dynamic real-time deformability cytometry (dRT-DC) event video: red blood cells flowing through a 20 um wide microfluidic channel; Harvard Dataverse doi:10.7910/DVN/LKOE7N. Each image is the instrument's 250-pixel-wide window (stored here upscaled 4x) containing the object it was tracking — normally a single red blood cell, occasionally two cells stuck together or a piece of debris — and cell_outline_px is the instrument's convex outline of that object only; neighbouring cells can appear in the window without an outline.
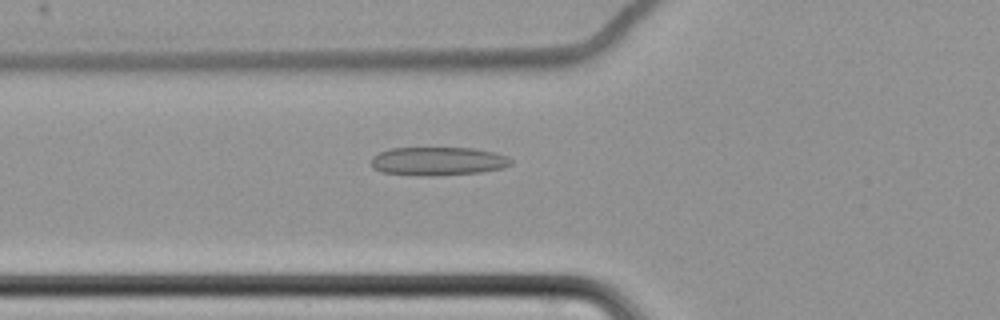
{"species": "common noctule bat (a hibernating species)", "species_latin": "Nyctalus noctula", "temperature_condition": "cold", "stored_images_in_passage": 61, "camera_frame_rate_fps": 3000, "um_per_image_px": 0.085, "animal": {"sex": "female", "body_mass_g": 22.7, "forearm_length_mm": 54.2}, "frame": {"image": 1, "passage_image": 24, "time_ms": 7.667, "image_size_px": [1000, 320], "cell_outline_px": [[512, 164], [504, 168], [480, 172], [436, 176], [416, 176], [380, 172], [372, 168], [372, 156], [388, 148], [472, 148], [492, 152], [508, 156], [512, 160]], "centroid_in_image_um": [37.21, 13.71], "position_along_channel_um": 88.6, "area_um2": 23.47}}
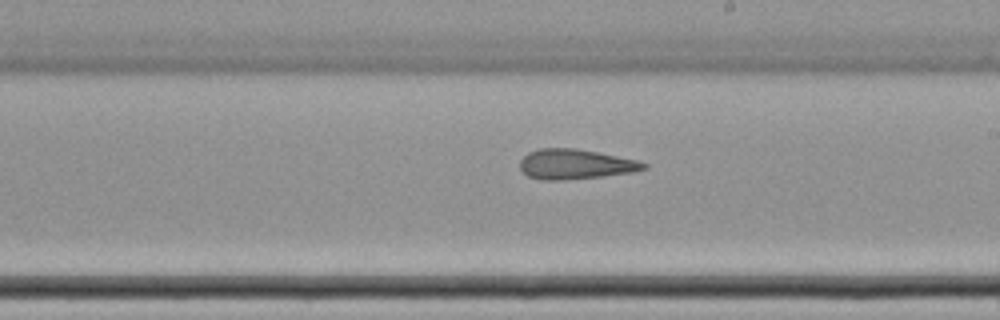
{"frame": {"image": 2, "passage_image": 37, "time_ms": 12.0, "image_size_px": [1000, 320], "cell_outline_px": [[648, 168], [632, 172], [604, 176], [564, 180], [540, 180], [528, 176], [520, 168], [520, 160], [528, 152], [540, 148], [576, 148], [636, 160], [648, 164]], "centroid_in_image_um": [48.88, 13.96], "position_along_channel_um": 240.1, "area_um2": 21.56}}
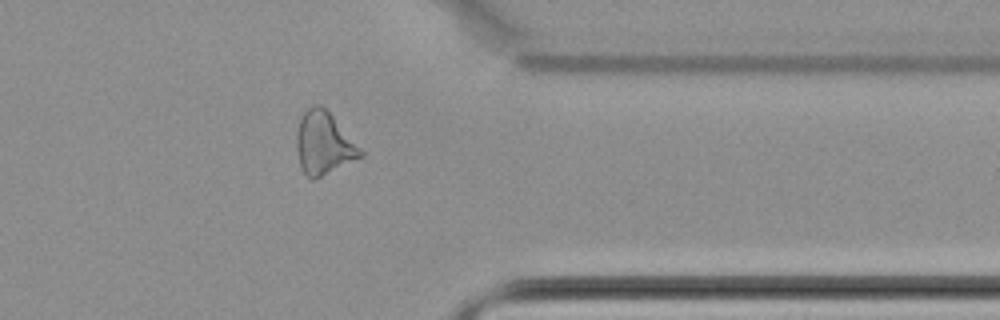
{"frame": {"image": 3, "passage_image": 50, "time_ms": 16.333, "image_size_px": [1000, 320], "cell_outline_px": [[364, 156], [316, 180], [312, 180], [304, 172], [300, 164], [296, 148], [296, 132], [300, 116], [308, 108], [316, 104], [320, 104], [332, 116], [364, 152]], "centroid_in_image_um": [27.5, 12.21], "position_along_channel_um": 383.9, "area_um2": 23.29}, "authors_computed_cell_mechanics": {"area_um2": 23.987, "velocity_mm_per_s": 3.4954, "shape_relaxation_time_tau1_ms": null, "shape_relaxation_time_tau2_ms": 3.1775, "deformation_change_tau1": null, "deformation_change_tau2": 0.1404}}